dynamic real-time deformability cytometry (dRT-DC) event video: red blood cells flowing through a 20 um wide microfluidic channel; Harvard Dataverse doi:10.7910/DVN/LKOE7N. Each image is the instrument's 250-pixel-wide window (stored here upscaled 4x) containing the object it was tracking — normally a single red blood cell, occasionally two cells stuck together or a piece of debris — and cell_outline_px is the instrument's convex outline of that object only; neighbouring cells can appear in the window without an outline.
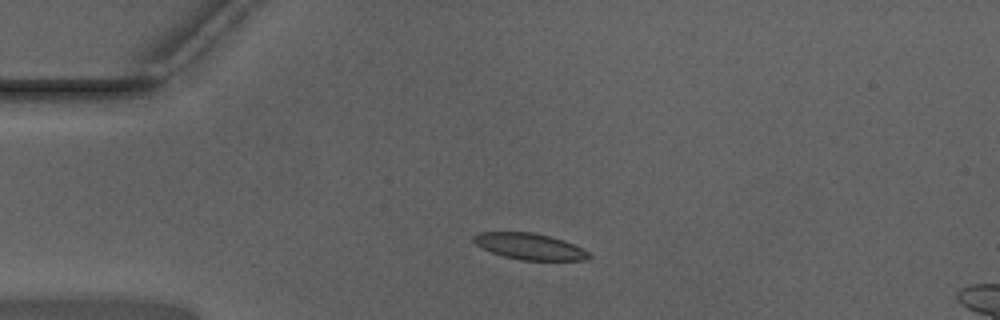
{"species": "Egyptian fruit bat (a non-hibernating species)", "species_latin": "Rousettus aegyptiacus", "temperature_condition": "warm", "stored_images_in_passage": 41, "camera_frame_rate_fps": 3000, "um_per_image_px": 0.085, "animal": {"sex": "male"}, "frame": {"image": 1, "passage_image": 1, "time_ms": 0.0, "image_size_px": [1000, 320], "cell_outline_px": [[592, 256], [588, 260], [520, 260], [504, 256], [492, 252], [476, 244], [472, 240], [472, 236], [480, 232], [536, 232], [572, 244], [588, 252]], "centroid_in_image_um": [44.99, 20.94], "position_along_channel_um": 40.0, "area_um2": 17.4}}
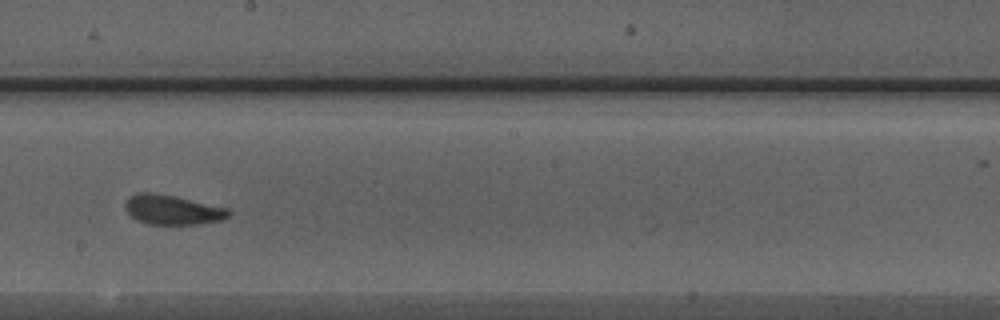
{"frame": {"image": 2, "passage_image": 18, "time_ms": 5.667, "image_size_px": [1000, 320], "cell_outline_px": [[232, 212], [228, 216], [220, 220], [200, 224], [148, 224], [136, 220], [124, 208], [124, 204], [128, 196], [136, 192], [148, 192], [176, 196], [228, 208]], "centroid_in_image_um": [14.63, 17.82], "position_along_channel_um": 233.6, "area_um2": 17.98}}
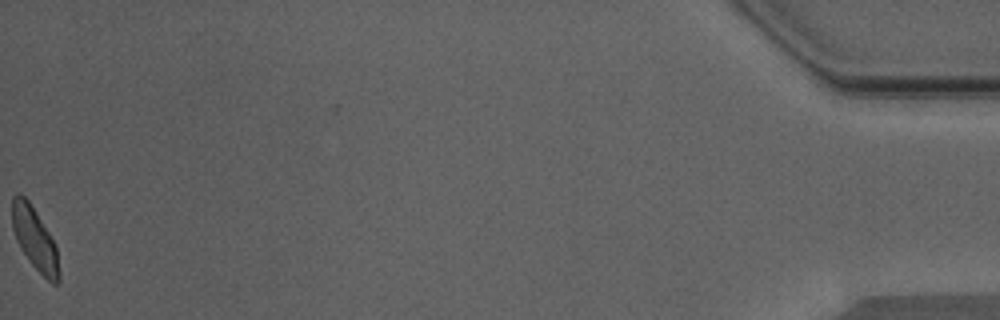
{"frame": {"image": 3, "passage_image": 41, "time_ms": 13.333, "image_size_px": [1000, 320], "cell_outline_px": [[60, 280], [56, 284], [52, 284], [28, 260], [20, 248], [16, 240], [12, 228], [12, 196], [16, 192], [24, 196], [28, 200], [48, 232], [56, 248], [60, 272]], "centroid_in_image_um": [2.93, 20.31], "position_along_channel_um": 432.3, "area_um2": 16.88}, "authors_computed_cell_mechanics": {"area_um2": 17.8024, "velocity_mm_per_s": 3.9479, "shape_relaxation_time_tau1_ms": 2.8222, "shape_relaxation_time_tau2_ms": 1.7516, "deformation_change_tau1": 0.0863, "deformation_change_tau2": 0.079}}